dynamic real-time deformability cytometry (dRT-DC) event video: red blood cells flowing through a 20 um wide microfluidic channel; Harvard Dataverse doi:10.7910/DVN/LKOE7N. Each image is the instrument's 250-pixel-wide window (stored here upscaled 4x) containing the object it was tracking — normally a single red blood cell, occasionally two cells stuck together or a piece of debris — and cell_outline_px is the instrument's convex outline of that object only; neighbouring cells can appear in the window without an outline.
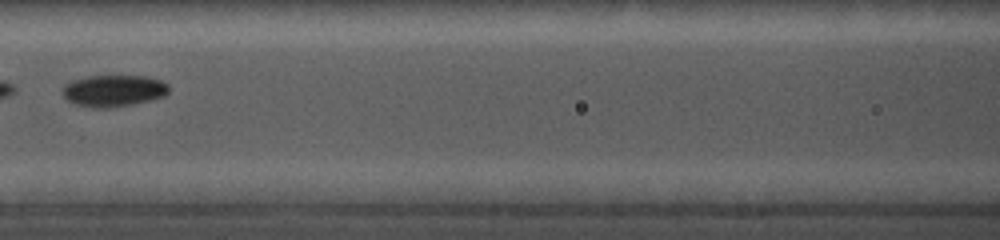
{"species": "common noctule bat (a hibernating species)", "species_latin": "Nyctalus noctula", "temperature_condition": "cold", "stored_images_in_passage": 5, "camera_frame_rate_fps": 5000, "um_per_image_px": 0.085, "animal": {"sex": "female", "body_mass_g": 19.0, "forearm_length_mm": 56.7}, "frame": {"image": 1, "passage_image": 4, "time_ms": 2.2, "image_size_px": [1000, 240], "cell_outline_px": [[168, 92], [164, 96], [132, 104], [112, 108], [92, 108], [76, 104], [68, 100], [64, 96], [64, 84], [72, 80], [88, 76], [144, 76], [160, 80], [168, 84]], "centroid_in_image_um": [9.65, 7.71], "position_along_channel_um": 157.0, "area_um2": 19.48}}